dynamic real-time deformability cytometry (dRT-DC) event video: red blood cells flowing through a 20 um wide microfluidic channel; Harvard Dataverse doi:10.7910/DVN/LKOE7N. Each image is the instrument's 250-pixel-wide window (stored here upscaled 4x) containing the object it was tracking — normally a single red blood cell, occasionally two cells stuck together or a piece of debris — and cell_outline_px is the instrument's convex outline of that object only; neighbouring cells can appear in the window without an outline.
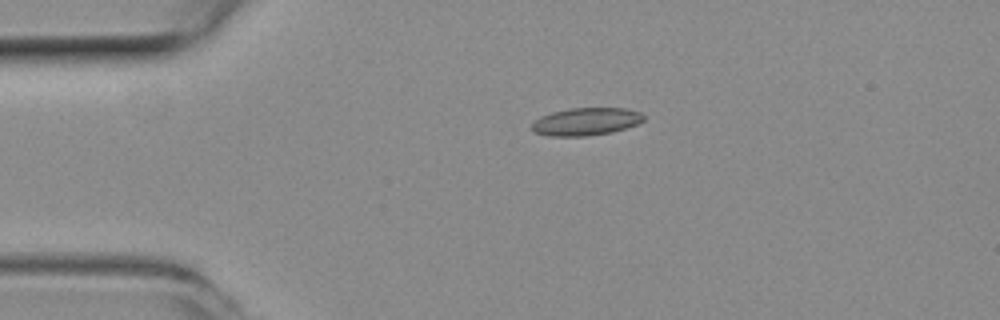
{"species": "common noctule bat (a hibernating species)", "species_latin": "Nyctalus noctula", "temperature_condition": "room temperature", "stored_images_in_passage": 38, "camera_frame_rate_fps": 3000, "um_per_image_px": 0.085, "animal": {"sex": "female", "body_mass_g": 19.3, "forearm_length_mm": 54.1}, "frame": {"image": 1, "passage_image": 1, "time_ms": 0.0, "image_size_px": [1000, 320], "cell_outline_px": [[644, 120], [636, 124], [612, 132], [588, 136], [548, 136], [532, 132], [532, 124], [540, 116], [552, 112], [572, 108], [624, 108], [640, 112], [644, 116]], "centroid_in_image_um": [49.78, 10.34], "position_along_channel_um": 35.2, "area_um2": 17.98}}
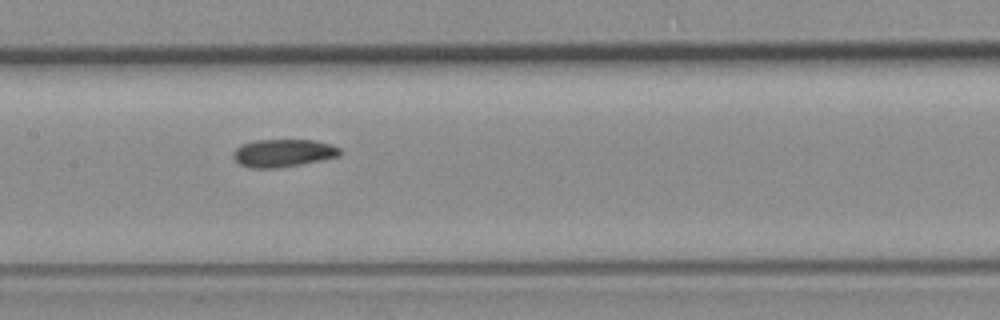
{"frame": {"image": 2, "passage_image": 15, "time_ms": 4.667, "image_size_px": [1000, 320], "cell_outline_px": [[340, 156], [280, 168], [248, 168], [240, 164], [232, 156], [232, 152], [236, 148], [244, 144], [256, 140], [312, 140], [328, 144], [340, 148]], "centroid_in_image_um": [24.03, 13.02], "position_along_channel_um": 183.4, "area_um2": 17.11}}
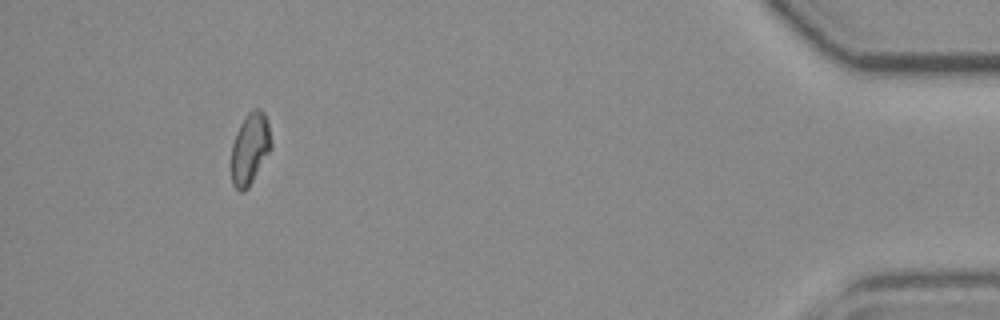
{"frame": {"image": 3, "passage_image": 38, "time_ms": 12.333, "image_size_px": [1000, 320], "cell_outline_px": [[272, 148], [248, 188], [244, 192], [240, 192], [232, 184], [232, 144], [236, 132], [240, 124], [248, 112], [252, 108], [260, 108], [264, 112], [268, 120], [272, 144]], "centroid_in_image_um": [21.27, 12.61], "position_along_channel_um": 413.9, "area_um2": 16.76}, "authors_computed_cell_mechanics": {"area_um2": 17.1666, "velocity_mm_per_s": 3.9442, "shape_relaxation_time_tau1_ms": null, "shape_relaxation_time_tau2_ms": 10.3908, "deformation_change_tau1": null, "deformation_change_tau2": 0.1621}}